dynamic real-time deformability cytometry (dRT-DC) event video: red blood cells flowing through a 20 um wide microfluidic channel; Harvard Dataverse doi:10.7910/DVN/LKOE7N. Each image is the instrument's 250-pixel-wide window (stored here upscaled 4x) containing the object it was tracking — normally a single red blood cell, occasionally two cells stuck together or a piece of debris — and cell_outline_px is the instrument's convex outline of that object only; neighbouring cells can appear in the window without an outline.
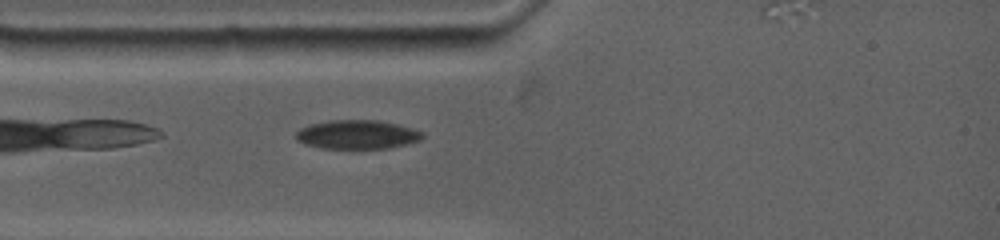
{"species": "common noctule bat (a hibernating species)", "species_latin": "Nyctalus noctula", "temperature_condition": "warm", "stored_images_in_passage": 56, "camera_frame_rate_fps": 4500, "um_per_image_px": 0.085, "animal": {"sex": "female", "body_mass_g": 19.0, "forearm_length_mm": 53.3}, "frame": {"image": 1, "passage_image": 6, "time_ms": 1.111, "image_size_px": [1000, 240], "cell_outline_px": [[424, 136], [420, 140], [408, 144], [388, 148], [320, 148], [304, 144], [296, 140], [296, 132], [300, 128], [308, 124], [328, 120], [380, 120], [412, 128], [424, 132]], "centroid_in_image_um": [30.35, 11.43], "position_along_channel_um": 54.7, "area_um2": 21.5}}
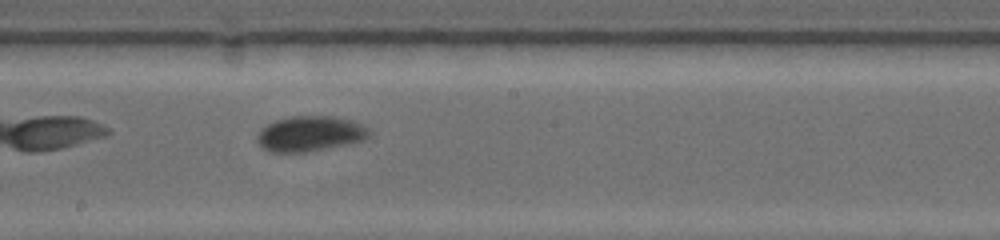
{"frame": {"image": 2, "passage_image": 27, "time_ms": 5.778, "image_size_px": [1000, 240], "cell_outline_px": [[372, 132], [364, 140], [348, 144], [304, 152], [268, 152], [260, 148], [256, 140], [256, 136], [260, 128], [276, 120], [292, 116], [332, 116], [352, 120], [368, 128]], "centroid_in_image_um": [26.31, 11.37], "position_along_channel_um": 221.9, "area_um2": 23.24}}
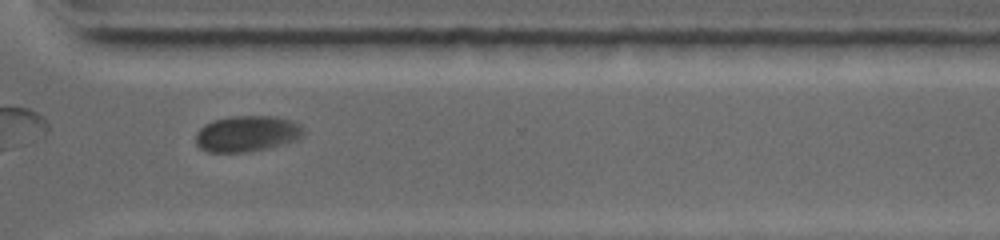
{"frame": {"image": 3, "passage_image": 43, "time_ms": 9.333, "image_size_px": [1000, 240], "cell_outline_px": [[304, 136], [296, 140], [284, 144], [268, 148], [244, 152], [208, 152], [200, 148], [196, 144], [196, 132], [204, 124], [216, 120], [232, 116], [276, 116], [292, 120], [300, 124], [304, 128]], "centroid_in_image_um": [21.03, 11.36], "position_along_channel_um": 349.6, "area_um2": 22.77}, "authors_computed_cell_mechanics": {"area_um2": 22.5998, "velocity_mm_per_s": 3.5845, "shape_relaxation_time_tau1_ms": 3.6822, "shape_relaxation_time_tau2_ms": null, "deformation_change_tau1": 0.1114, "deformation_change_tau2": null}}